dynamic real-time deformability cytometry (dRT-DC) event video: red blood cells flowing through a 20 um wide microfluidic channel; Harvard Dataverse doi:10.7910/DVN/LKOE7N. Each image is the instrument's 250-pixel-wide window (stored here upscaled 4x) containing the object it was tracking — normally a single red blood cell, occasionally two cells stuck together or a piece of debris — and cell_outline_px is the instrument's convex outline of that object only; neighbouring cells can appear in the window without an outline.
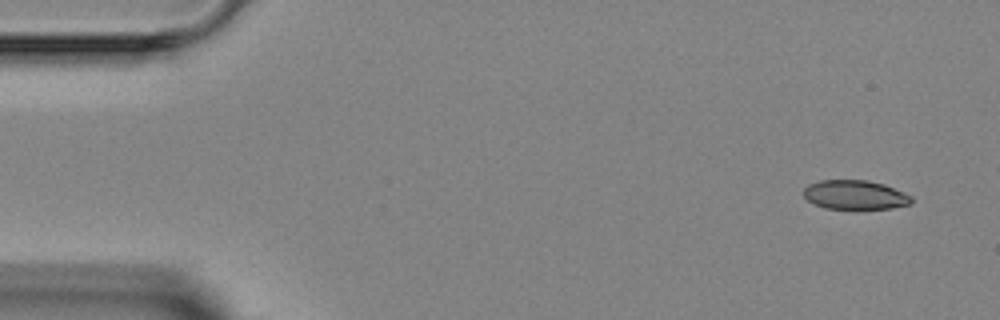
{"species": "Egyptian fruit bat (a non-hibernating species)", "species_latin": "Rousettus aegyptiacus", "temperature_condition": "room temperature", "stored_images_in_passage": 5, "camera_frame_rate_fps": 3000, "um_per_image_px": 0.085, "animal": {"sex": "female"}, "frame": {"image": 1, "passage_image": 1, "time_ms": 0.0, "image_size_px": [1000, 320], "cell_outline_px": [[912, 204], [892, 208], [824, 208], [808, 200], [804, 196], [804, 188], [808, 184], [820, 180], [868, 180], [884, 184], [912, 196]], "centroid_in_image_um": [72.69, 16.55], "position_along_channel_um": 12.3, "area_um2": 18.21}}